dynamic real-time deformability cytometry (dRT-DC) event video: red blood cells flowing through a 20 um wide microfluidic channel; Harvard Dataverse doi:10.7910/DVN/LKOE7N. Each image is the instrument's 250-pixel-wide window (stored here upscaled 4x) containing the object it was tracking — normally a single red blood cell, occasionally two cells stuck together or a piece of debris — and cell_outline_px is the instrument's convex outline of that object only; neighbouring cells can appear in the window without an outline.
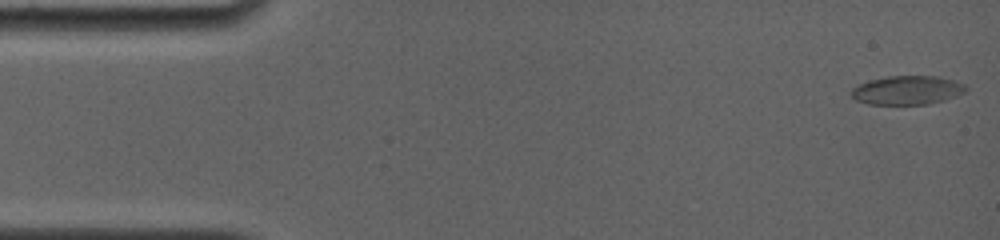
{"species": "common noctule bat (a hibernating species)", "species_latin": "Nyctalus noctula", "temperature_condition": "room temperature", "stored_images_in_passage": 7, "camera_frame_rate_fps": 4000, "um_per_image_px": 0.085, "animal": {"sex": "female", "body_mass_g": 19.0, "forearm_length_mm": 56.7}, "frame": {"image": 1, "passage_image": 1, "time_ms": 0.0, "image_size_px": [1000, 240], "cell_outline_px": [[968, 88], [964, 92], [956, 96], [944, 100], [928, 104], [868, 104], [856, 100], [852, 96], [852, 88], [868, 80], [888, 76], [936, 76], [952, 80], [964, 84]], "centroid_in_image_um": [77.11, 7.66], "position_along_channel_um": 7.9, "area_um2": 19.13}}
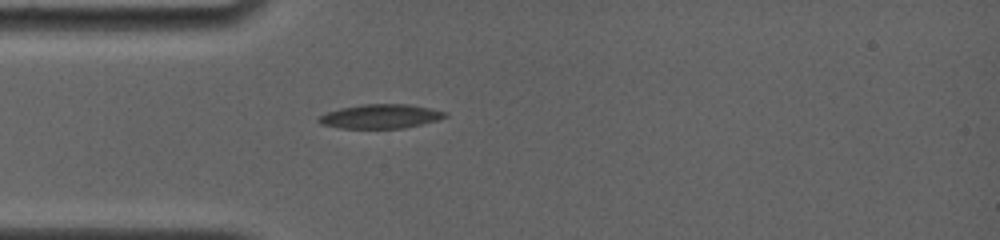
{"frame": {"image": 2, "passage_image": 7, "time_ms": 4.25, "image_size_px": [1000, 240], "cell_outline_px": [[448, 116], [436, 120], [404, 128], [340, 128], [320, 124], [316, 120], [320, 116], [328, 112], [340, 108], [364, 104], [408, 104], [432, 108], [444, 112]], "centroid_in_image_um": [32.32, 9.89], "position_along_channel_um": 52.7, "area_um2": 17.63}}